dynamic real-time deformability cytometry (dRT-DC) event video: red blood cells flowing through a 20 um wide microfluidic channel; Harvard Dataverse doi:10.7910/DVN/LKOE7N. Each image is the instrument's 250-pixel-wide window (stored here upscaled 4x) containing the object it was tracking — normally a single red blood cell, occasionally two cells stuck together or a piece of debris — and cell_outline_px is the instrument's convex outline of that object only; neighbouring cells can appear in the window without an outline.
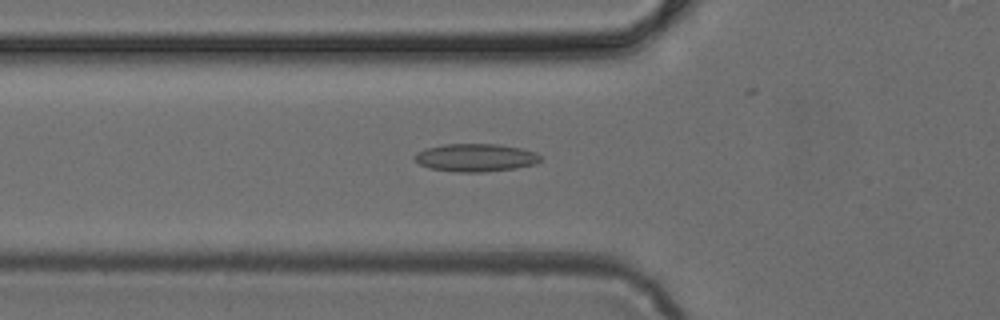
{"species": "common noctule bat (a hibernating species)", "species_latin": "Nyctalus noctula", "temperature_condition": "cold", "stored_images_in_passage": 36, "camera_frame_rate_fps": 3000, "um_per_image_px": 0.085, "animal": {"sex": "female", "body_mass_g": 24.6, "forearm_length_mm": 56.2}, "frame": {"image": 1, "passage_image": 4, "time_ms": 1.0, "image_size_px": [1000, 320], "cell_outline_px": [[544, 156], [536, 164], [516, 168], [484, 172], [456, 172], [428, 168], [420, 164], [416, 160], [416, 152], [424, 148], [444, 144], [500, 144], [520, 148], [536, 152]], "centroid_in_image_um": [40.46, 13.4], "position_along_channel_um": 85.3, "area_um2": 20.63}}
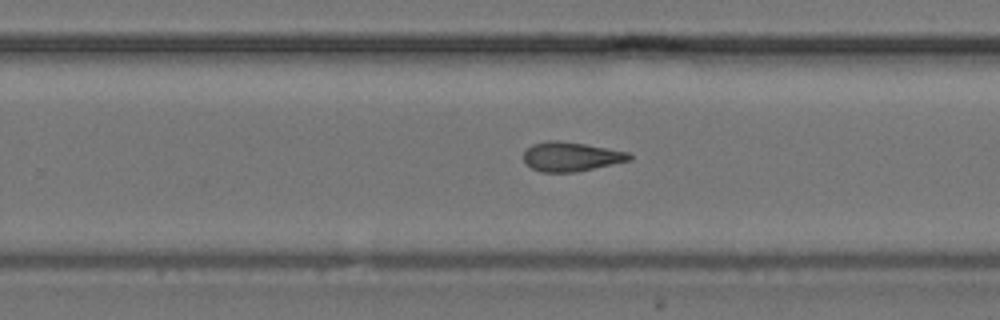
{"frame": {"image": 2, "passage_image": 18, "time_ms": 5.667, "image_size_px": [1000, 320], "cell_outline_px": [[632, 160], [576, 172], [540, 172], [524, 164], [524, 152], [532, 144], [548, 140], [556, 140], [584, 144], [628, 152], [632, 156]], "centroid_in_image_um": [48.51, 13.32], "position_along_channel_um": 281.3, "area_um2": 18.03}}
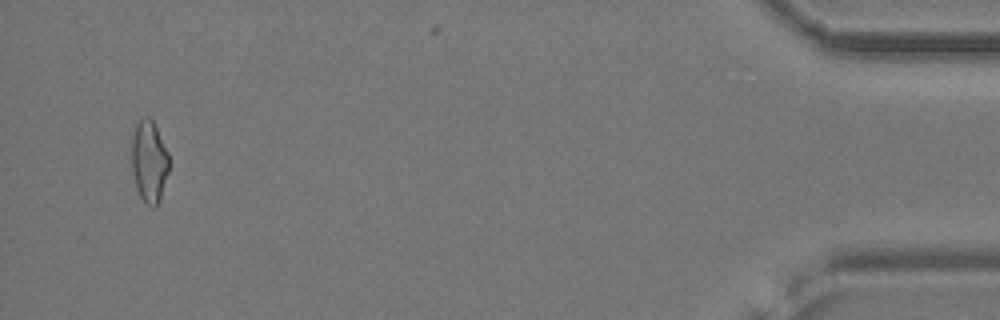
{"frame": {"image": 3, "passage_image": 34, "time_ms": 11.0, "image_size_px": [1000, 320], "cell_outline_px": [[168, 172], [160, 200], [156, 208], [152, 208], [140, 196], [136, 188], [132, 172], [132, 136], [136, 120], [140, 116], [148, 116], [152, 120], [168, 152]], "centroid_in_image_um": [12.66, 13.7], "position_along_channel_um": 422.5, "area_um2": 17.98}}